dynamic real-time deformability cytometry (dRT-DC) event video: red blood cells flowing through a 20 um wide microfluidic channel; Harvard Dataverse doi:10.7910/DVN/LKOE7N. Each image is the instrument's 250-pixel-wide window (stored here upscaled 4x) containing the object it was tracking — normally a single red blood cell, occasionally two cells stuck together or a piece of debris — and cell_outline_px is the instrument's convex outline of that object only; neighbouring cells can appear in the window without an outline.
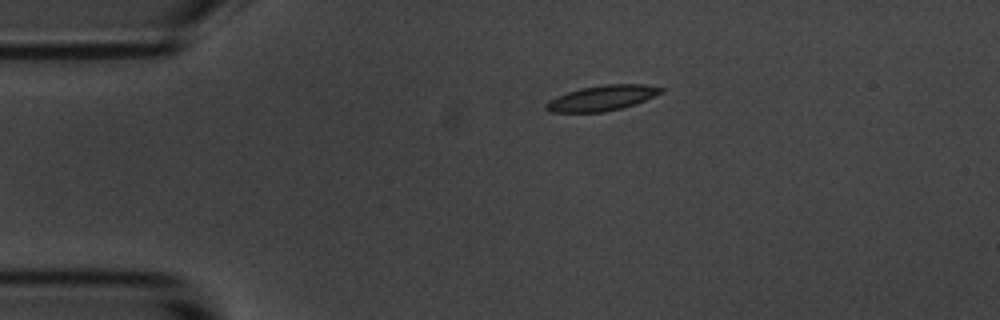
{"species": "common noctule bat (a hibernating species)", "species_latin": "Nyctalus noctula", "temperature_condition": "room temperature", "stored_images_in_passage": 3, "camera_frame_rate_fps": 3000, "um_per_image_px": 0.085, "animal": {"sex": "male", "body_mass_g": 20.1, "forearm_length_mm": 53.5}, "frame": {"image": 1, "passage_image": 1, "time_ms": 0.0, "image_size_px": [1000, 320], "cell_outline_px": [[664, 92], [644, 100], [620, 108], [604, 112], [552, 112], [544, 108], [544, 104], [548, 100], [556, 96], [580, 88], [604, 84], [644, 84], [664, 88]], "centroid_in_image_um": [51.14, 8.32], "position_along_channel_um": 33.9, "area_um2": 16.88}}
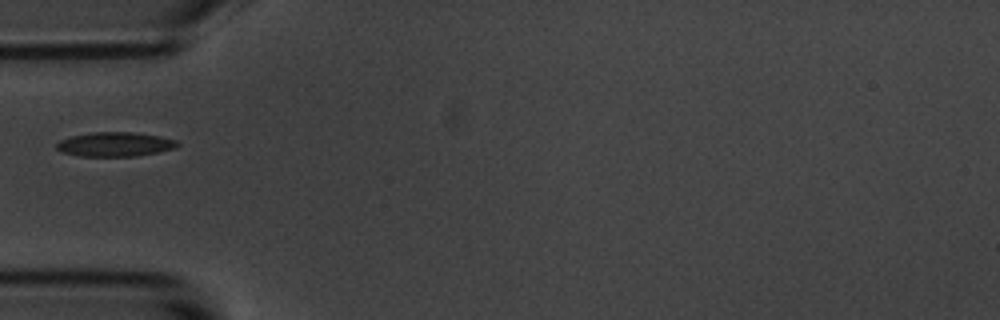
{"frame": {"image": 2, "passage_image": 3, "time_ms": 2.333, "image_size_px": [1000, 320], "cell_outline_px": [[180, 144], [176, 148], [160, 152], [136, 156], [80, 156], [64, 152], [56, 148], [56, 144], [60, 140], [72, 136], [92, 132], [136, 132], [160, 136], [176, 140]], "centroid_in_image_um": [9.83, 12.26], "position_along_channel_um": 75.2, "area_um2": 17.17}}